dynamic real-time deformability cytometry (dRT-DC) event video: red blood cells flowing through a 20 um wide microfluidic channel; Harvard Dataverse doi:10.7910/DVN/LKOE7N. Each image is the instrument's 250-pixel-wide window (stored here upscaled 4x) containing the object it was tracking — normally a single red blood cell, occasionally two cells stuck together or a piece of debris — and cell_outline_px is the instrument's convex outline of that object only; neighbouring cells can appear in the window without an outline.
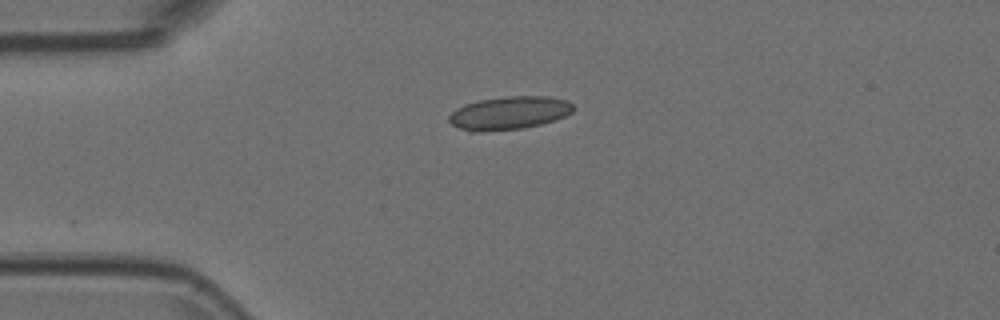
{"species": "Egyptian fruit bat (a non-hibernating species)", "species_latin": "Rousettus aegyptiacus", "temperature_condition": "room temperature", "stored_images_in_passage": 42, "camera_frame_rate_fps": 3000, "um_per_image_px": 0.085, "animal": {"sex": "female"}, "frame": {"image": 1, "passage_image": 1, "time_ms": 0.0, "image_size_px": [1000, 320], "cell_outline_px": [[572, 112], [556, 120], [524, 128], [484, 132], [468, 132], [452, 124], [448, 120], [448, 116], [456, 108], [464, 104], [480, 100], [504, 96], [548, 96], [568, 100], [572, 104]], "centroid_in_image_um": [43.25, 9.61], "position_along_channel_um": 41.7, "area_um2": 24.22}}
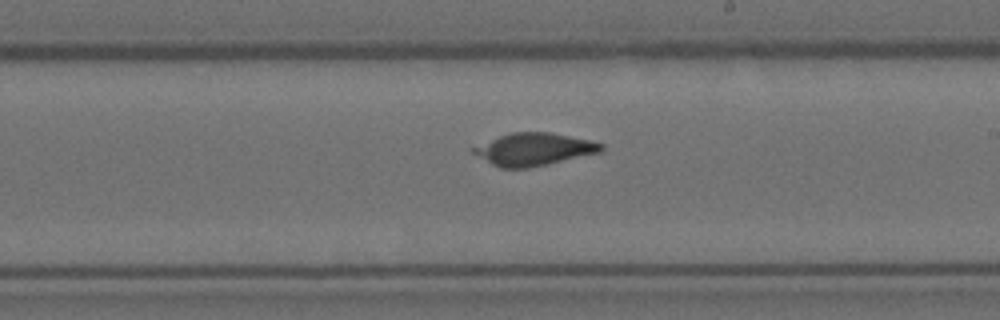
{"frame": {"image": 2, "passage_image": 19, "time_ms": 6.0, "image_size_px": [1000, 320], "cell_outline_px": [[604, 148], [600, 152], [548, 164], [528, 168], [500, 168], [492, 164], [472, 152], [472, 148], [500, 136], [512, 132], [548, 132], [588, 140], [604, 144]], "centroid_in_image_um": [45.39, 12.7], "position_along_channel_um": 243.6, "area_um2": 23.7}}
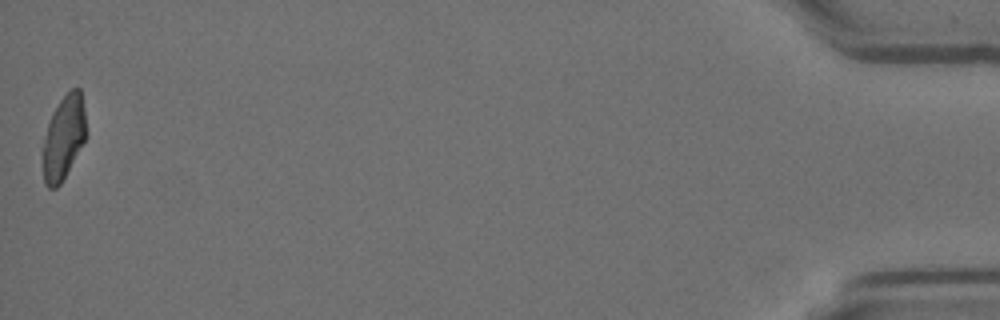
{"frame": {"image": 3, "passage_image": 42, "time_ms": 13.667, "image_size_px": [1000, 320], "cell_outline_px": [[84, 140], [60, 184], [56, 188], [48, 188], [44, 184], [44, 140], [48, 120], [52, 112], [60, 100], [72, 88], [80, 88], [84, 108]], "centroid_in_image_um": [5.39, 11.66], "position_along_channel_um": 429.8, "area_um2": 20.4}}